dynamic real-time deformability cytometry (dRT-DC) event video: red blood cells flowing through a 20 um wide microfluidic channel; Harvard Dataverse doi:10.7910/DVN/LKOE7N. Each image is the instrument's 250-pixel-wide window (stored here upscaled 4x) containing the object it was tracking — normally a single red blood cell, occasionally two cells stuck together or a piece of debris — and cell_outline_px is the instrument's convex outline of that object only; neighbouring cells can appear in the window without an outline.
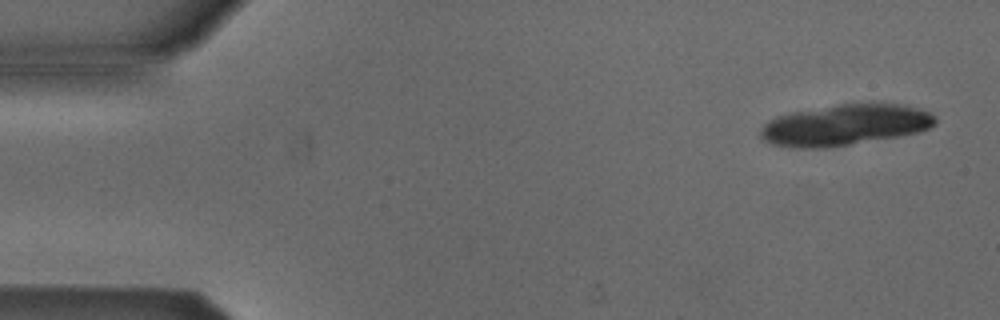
{"species": "Egyptian fruit bat (a non-hibernating species)", "species_latin": "Rousettus aegyptiacus", "temperature_condition": "cold", "stored_images_in_passage": 6, "camera_frame_rate_fps": 3000, "um_per_image_px": 0.085, "animal": {"sex": "male"}, "frame": {"image": 1, "passage_image": 1, "time_ms": 0.0, "image_size_px": [1000, 320], "cell_outline_px": [[936, 124], [928, 128], [916, 132], [896, 136], [824, 148], [796, 148], [772, 144], [764, 140], [760, 136], [760, 128], [768, 120], [776, 116], [788, 112], [840, 104], [904, 104], [928, 112], [936, 116]], "centroid_in_image_um": [71.76, 10.61], "position_along_channel_um": 13.2, "area_um2": 41.38}}
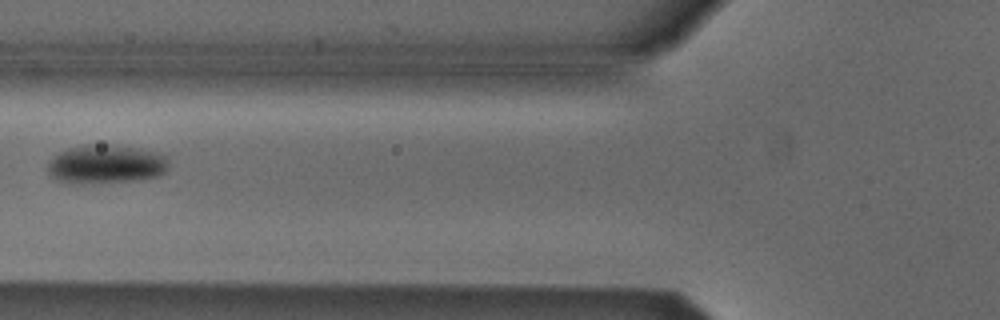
{"frame": {"image": 2, "passage_image": 6, "time_ms": 6.0, "image_size_px": [1000, 320], "cell_outline_px": [[168, 168], [160, 176], [136, 180], [80, 184], [72, 184], [60, 180], [52, 176], [48, 172], [48, 164], [60, 152], [68, 148], [88, 144], [108, 144], [140, 148], [156, 152], [168, 156]], "centroid_in_image_um": [9.05, 13.95], "position_along_channel_um": 116.7, "area_um2": 27.46}}